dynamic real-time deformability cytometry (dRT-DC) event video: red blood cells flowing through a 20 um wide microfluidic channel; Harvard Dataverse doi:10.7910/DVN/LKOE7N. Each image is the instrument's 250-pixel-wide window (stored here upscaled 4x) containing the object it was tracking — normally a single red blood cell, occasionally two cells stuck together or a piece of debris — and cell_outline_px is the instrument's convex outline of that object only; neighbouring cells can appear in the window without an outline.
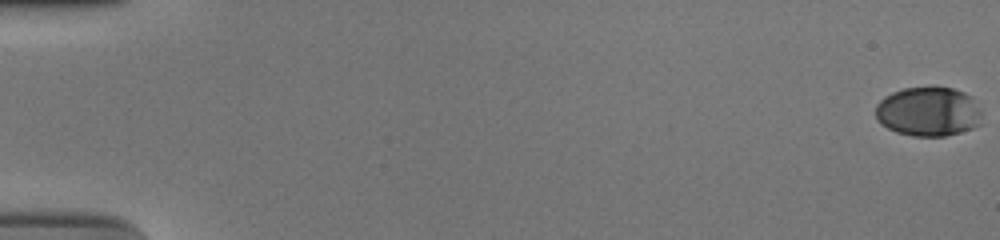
{"species": "human", "species_latin": "Homo sapiens", "temperature_condition": "cold", "stored_images_in_passage": 56, "camera_frame_rate_fps": 3000, "um_per_image_px": 0.085, "donor": {"sex": "male"}, "frame": {"image": 1, "passage_image": 1, "time_ms": 0.0, "image_size_px": [1000, 240], "cell_outline_px": [[984, 124], [960, 132], [944, 136], [912, 136], [896, 132], [880, 124], [876, 120], [876, 104], [884, 96], [892, 92], [904, 88], [932, 84], [952, 88], [964, 92], [972, 96], [980, 112]], "centroid_in_image_um": [78.91, 9.46], "position_along_channel_um": 6.1, "area_um2": 31.44}}
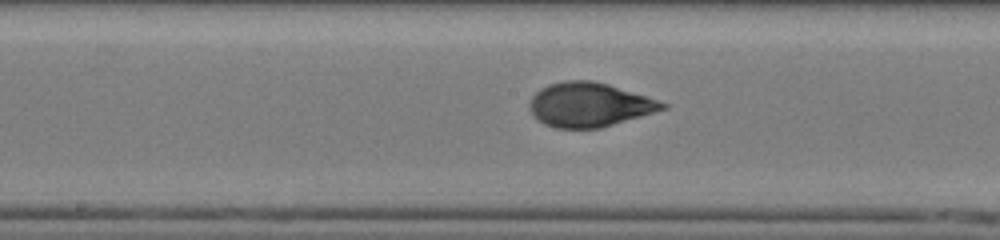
{"frame": {"image": 2, "passage_image": 31, "time_ms": 10.0, "image_size_px": [1000, 240], "cell_outline_px": [[668, 108], [600, 128], [556, 128], [544, 124], [532, 112], [528, 104], [532, 96], [540, 88], [548, 84], [564, 80], [592, 80], [608, 84], [668, 104]], "centroid_in_image_um": [50.06, 8.89], "position_along_channel_um": 198.1, "area_um2": 33.87}}
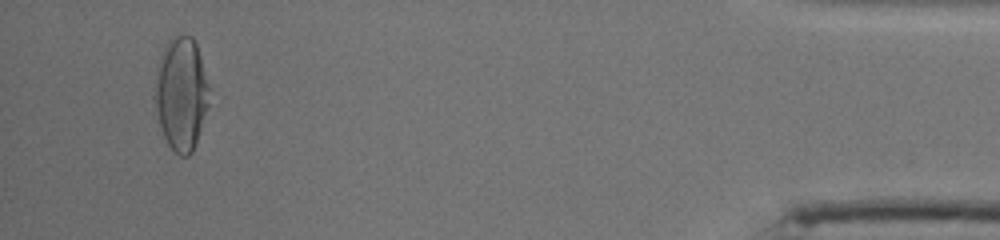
{"frame": {"image": 3, "passage_image": 54, "time_ms": 17.667, "image_size_px": [1000, 240], "cell_outline_px": [[208, 104], [196, 144], [192, 152], [188, 156], [180, 156], [168, 144], [164, 136], [160, 124], [152, 96], [156, 72], [160, 60], [168, 40], [176, 36], [192, 36], [196, 44], [200, 56], [208, 88]], "centroid_in_image_um": [15.37, 8.0], "position_along_channel_um": 419.8, "area_um2": 35.32}, "authors_computed_cell_mechanics": {"area_um2": 33.235, "velocity_mm_per_s": 3.7536, "shape_relaxation_time_tau1_ms": 5.1001, "shape_relaxation_time_tau2_ms": null, "deformation_change_tau1": 0.1998, "deformation_change_tau2": null}}